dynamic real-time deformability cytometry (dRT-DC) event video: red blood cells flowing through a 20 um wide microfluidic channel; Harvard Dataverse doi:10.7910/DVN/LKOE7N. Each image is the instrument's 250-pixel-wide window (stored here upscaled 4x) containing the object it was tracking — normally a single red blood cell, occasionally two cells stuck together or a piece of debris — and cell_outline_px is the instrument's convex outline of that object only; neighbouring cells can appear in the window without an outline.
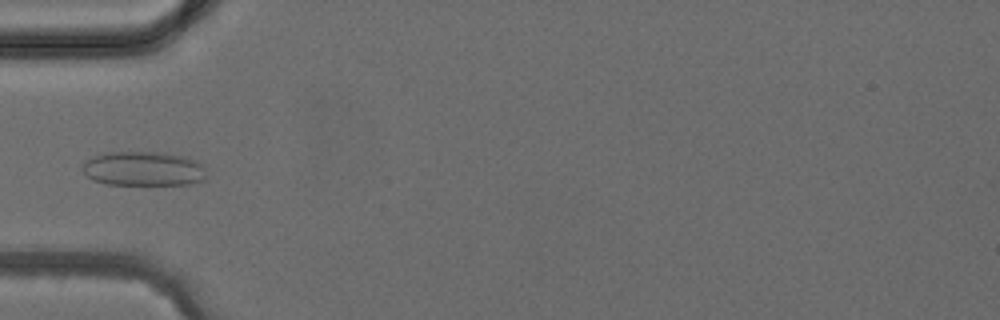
{"species": "common noctule bat (a hibernating species)", "species_latin": "Nyctalus noctula", "temperature_condition": "cold", "stored_images_in_passage": 4, "camera_frame_rate_fps": 3000, "um_per_image_px": 0.085, "animal": {"sex": "female", "body_mass_g": 24.6, "forearm_length_mm": 56.2}, "frame": {"image": 1, "passage_image": 4, "time_ms": 4.0, "image_size_px": [1000, 320], "cell_outline_px": [[204, 180], [192, 184], [108, 184], [92, 180], [80, 168], [88, 160], [96, 156], [108, 152], [164, 152], [188, 156], [204, 164]], "centroid_in_image_um": [12.24, 14.33], "position_along_channel_um": 72.8, "area_um2": 24.91}}